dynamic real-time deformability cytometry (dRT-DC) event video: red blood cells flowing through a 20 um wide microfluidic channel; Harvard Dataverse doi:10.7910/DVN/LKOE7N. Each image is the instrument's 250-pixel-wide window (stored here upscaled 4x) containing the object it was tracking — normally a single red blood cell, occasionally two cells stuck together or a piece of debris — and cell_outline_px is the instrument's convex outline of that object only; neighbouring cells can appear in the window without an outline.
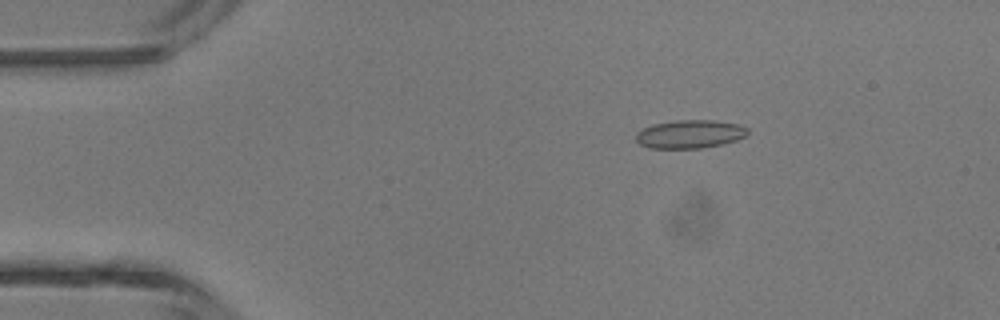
{"species": "common noctule bat (a hibernating species)", "species_latin": "Nyctalus noctula", "temperature_condition": "room temperature", "stored_images_in_passage": 8, "camera_frame_rate_fps": 3000, "um_per_image_px": 0.085, "animal": {"sex": "male", "body_mass_g": 13.3}, "frame": {"image": 1, "passage_image": 2, "time_ms": 0.333, "image_size_px": [1000, 320], "cell_outline_px": [[748, 136], [736, 140], [720, 144], [700, 148], [648, 148], [640, 144], [636, 140], [636, 132], [652, 124], [676, 120], [712, 120], [736, 124], [748, 128]], "centroid_in_image_um": [58.62, 11.39], "position_along_channel_um": 26.4, "area_um2": 18.38}}